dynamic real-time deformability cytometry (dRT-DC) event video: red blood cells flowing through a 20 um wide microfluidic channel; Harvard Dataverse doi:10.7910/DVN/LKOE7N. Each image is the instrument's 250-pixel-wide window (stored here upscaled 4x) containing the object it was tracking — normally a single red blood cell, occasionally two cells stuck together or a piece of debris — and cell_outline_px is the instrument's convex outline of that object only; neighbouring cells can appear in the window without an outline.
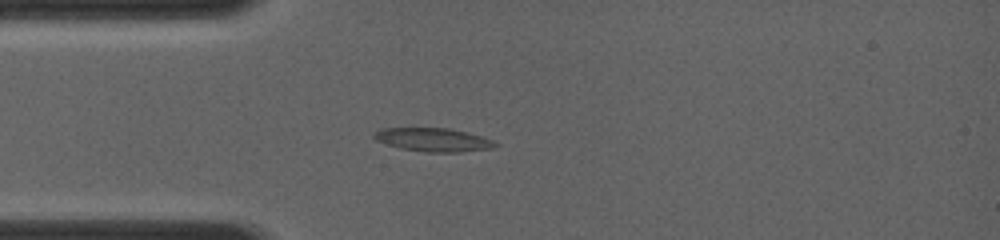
{"species": "common noctule bat (a hibernating species)", "species_latin": "Nyctalus noctula", "temperature_condition": "room temperature", "stored_images_in_passage": 31, "camera_frame_rate_fps": 4000, "um_per_image_px": 0.085, "animal": {"sex": "female", "body_mass_g": 19.0, "forearm_length_mm": 56.7}, "frame": {"image": 1, "passage_image": 8, "time_ms": 2.25, "image_size_px": [1000, 240], "cell_outline_px": [[500, 144], [492, 148], [460, 152], [428, 152], [404, 148], [388, 144], [376, 140], [372, 136], [380, 128], [448, 128], [468, 132], [492, 140]], "centroid_in_image_um": [36.86, 11.87], "position_along_channel_um": 48.1, "area_um2": 16.36}}
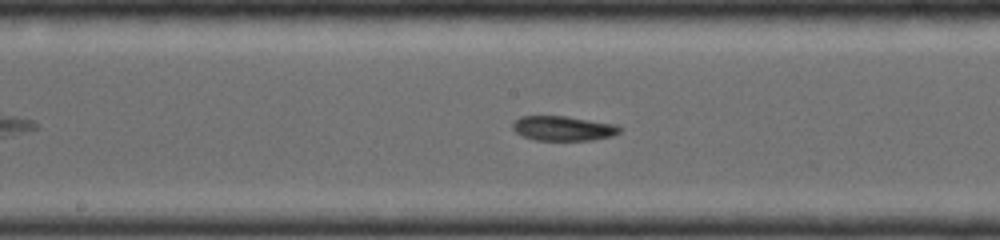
{"frame": {"image": 2, "passage_image": 21, "time_ms": 5.75, "image_size_px": [1000, 240], "cell_outline_px": [[620, 132], [612, 136], [592, 140], [536, 140], [524, 136], [516, 132], [512, 128], [512, 124], [520, 116], [564, 116], [616, 124], [620, 128]], "centroid_in_image_um": [47.87, 10.91], "position_along_channel_um": 200.3, "area_um2": 15.26}}
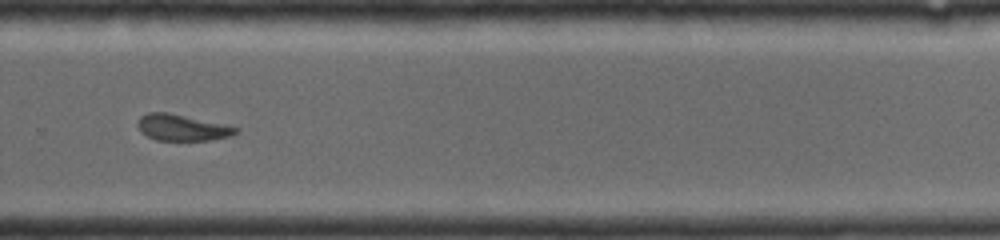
{"frame": {"image": 3, "passage_image": 31, "time_ms": 8.25, "image_size_px": [1000, 240], "cell_outline_px": [[240, 132], [232, 136], [212, 140], [156, 140], [140, 132], [136, 124], [140, 116], [148, 112], [168, 112], [228, 124], [240, 128]], "centroid_in_image_um": [15.53, 10.84], "position_along_channel_um": 314.3, "area_um2": 15.43}}